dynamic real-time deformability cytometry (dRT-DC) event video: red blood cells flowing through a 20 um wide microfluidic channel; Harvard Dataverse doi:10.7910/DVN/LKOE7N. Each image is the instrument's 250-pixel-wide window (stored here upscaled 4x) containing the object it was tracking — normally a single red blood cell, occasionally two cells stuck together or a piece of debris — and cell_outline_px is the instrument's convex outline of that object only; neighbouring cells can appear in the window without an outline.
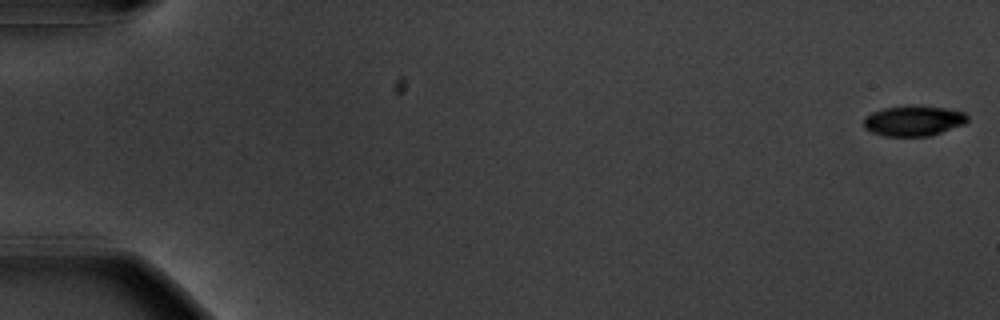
{"species": "common noctule bat (a hibernating species)", "species_latin": "Nyctalus noctula", "temperature_condition": "warm", "stored_images_in_passage": 56, "camera_frame_rate_fps": 3000, "um_per_image_px": 0.085, "animal": {"sex": "male", "body_mass_g": 20.1, "forearm_length_mm": 53.5}, "frame": {"image": 1, "passage_image": 1, "time_ms": 0.0, "image_size_px": [1000, 320], "cell_outline_px": [[968, 120], [964, 124], [928, 136], [884, 136], [872, 132], [864, 128], [864, 116], [872, 112], [884, 108], [944, 108], [964, 112], [968, 116]], "centroid_in_image_um": [77.62, 10.31], "position_along_channel_um": 7.4, "area_um2": 17.57}}
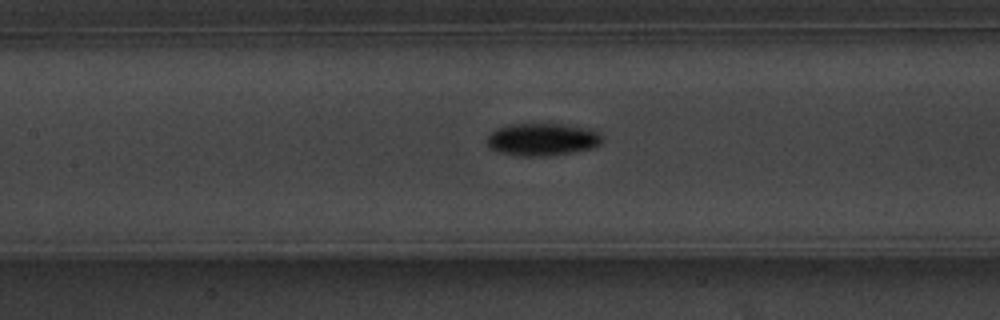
{"frame": {"image": 2, "passage_image": 27, "time_ms": 8.667, "image_size_px": [1000, 320], "cell_outline_px": [[604, 140], [600, 144], [592, 148], [572, 152], [548, 156], [520, 156], [496, 152], [488, 144], [488, 136], [496, 128], [508, 124], [564, 124], [592, 128], [600, 132], [604, 136]], "centroid_in_image_um": [46.16, 11.84], "position_along_channel_um": 161.2, "area_um2": 22.14}}
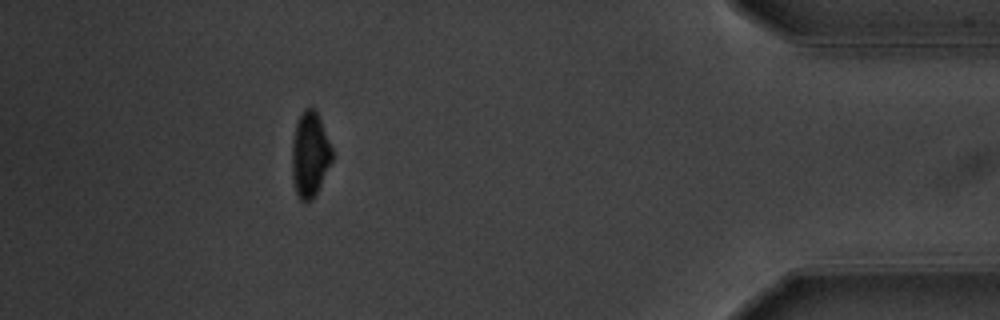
{"frame": {"image": 3, "passage_image": 51, "time_ms": 16.667, "image_size_px": [1000, 320], "cell_outline_px": [[332, 160], [312, 200], [300, 200], [296, 192], [292, 176], [292, 140], [296, 124], [304, 108], [312, 108], [316, 112], [320, 120], [332, 148]], "centroid_in_image_um": [26.32, 13.13], "position_along_channel_um": 408.9, "area_um2": 19.42}, "authors_computed_cell_mechanics": {"area_um2": 19.9121, "velocity_mm_per_s": 3.6756, "shape_relaxation_time_tau1_ms": 6.0402, "shape_relaxation_time_tau2_ms": null, "deformation_change_tau1": 0.2362, "deformation_change_tau2": null}}